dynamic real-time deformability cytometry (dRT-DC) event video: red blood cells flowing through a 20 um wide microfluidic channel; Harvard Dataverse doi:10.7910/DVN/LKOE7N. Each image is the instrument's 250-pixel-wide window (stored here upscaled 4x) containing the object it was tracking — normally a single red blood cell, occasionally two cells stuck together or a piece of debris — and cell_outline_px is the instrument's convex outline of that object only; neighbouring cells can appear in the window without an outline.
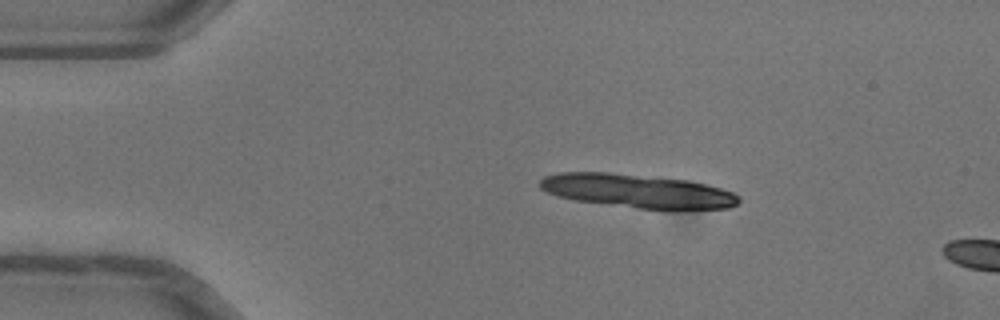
{"species": "common noctule bat (a hibernating species)", "species_latin": "Nyctalus noctula", "temperature_condition": "warm", "stored_images_in_passage": 9, "segment_of_instrument_passage": [2, 2], "camera_frame_rate_fps": 3000, "um_per_image_px": 0.085, "animal": {"sex": "female"}, "frame": {"image": 1, "passage_image": 9, "time_ms": 2.667, "image_size_px": [1000, 320], "cell_outline_px": [[736, 200], [732, 204], [716, 208], [648, 208], [636, 204], [660, 180], [668, 180], [700, 184], [728, 192], [736, 196]], "centroid_in_image_um": [58.25, 16.68], "position_along_channel_um": 26.8, "area_um2": 14.68}}